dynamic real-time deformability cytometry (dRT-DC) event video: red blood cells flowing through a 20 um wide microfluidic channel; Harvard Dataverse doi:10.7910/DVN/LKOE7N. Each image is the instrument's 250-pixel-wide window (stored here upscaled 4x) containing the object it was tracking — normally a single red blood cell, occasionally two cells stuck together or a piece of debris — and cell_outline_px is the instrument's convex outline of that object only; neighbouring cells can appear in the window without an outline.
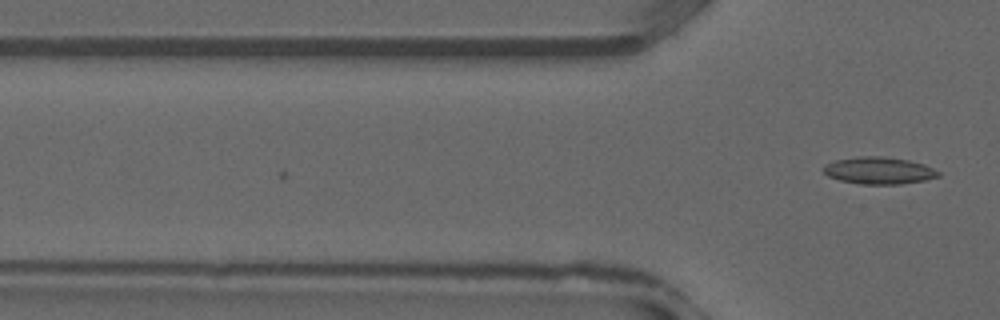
{"species": "common noctule bat (a hibernating species)", "species_latin": "Nyctalus noctula", "temperature_condition": "warm", "stored_images_in_passage": 4, "camera_frame_rate_fps": 3000, "um_per_image_px": 0.085, "animal": {"sex": "male", "forearm_length_mm": 52.5}, "frame": {"image": 1, "passage_image": 4, "time_ms": 1.0, "image_size_px": [1000, 320], "cell_outline_px": [[940, 176], [924, 180], [900, 184], [860, 184], [840, 180], [828, 176], [824, 172], [824, 164], [836, 160], [856, 156], [880, 156], [908, 160], [924, 164], [940, 172]], "centroid_in_image_um": [74.7, 14.49], "position_along_channel_um": 51.1, "area_um2": 18.03}}